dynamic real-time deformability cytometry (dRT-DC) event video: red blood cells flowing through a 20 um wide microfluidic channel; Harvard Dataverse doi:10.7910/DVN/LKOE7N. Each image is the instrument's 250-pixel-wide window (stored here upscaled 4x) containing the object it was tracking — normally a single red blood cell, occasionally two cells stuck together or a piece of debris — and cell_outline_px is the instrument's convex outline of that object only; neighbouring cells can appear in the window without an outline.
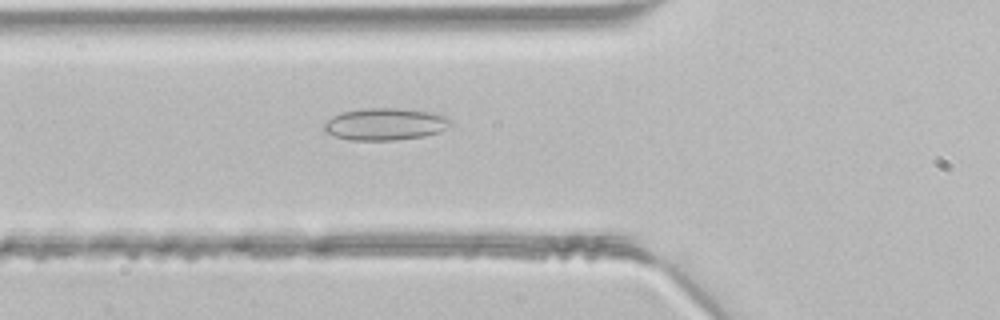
{"species": "common noctule bat (a hibernating species)", "species_latin": "Nyctalus noctula", "temperature_condition": "room temperature", "stored_images_in_passage": 36, "camera_frame_rate_fps": 3000, "um_per_image_px": 0.085, "animal": {"sex": "male", "body_mass_g": 21.5, "forearm_length_mm": 52.0}, "frame": {"image": 1, "passage_image": 7, "time_ms": 2.0, "image_size_px": [1000, 320], "cell_outline_px": [[452, 124], [440, 132], [424, 136], [396, 140], [348, 140], [324, 132], [324, 124], [332, 116], [340, 112], [364, 108], [396, 108], [436, 112], [448, 116], [452, 120]], "centroid_in_image_um": [32.78, 10.54], "position_along_channel_um": 93.0, "area_um2": 23.99}}
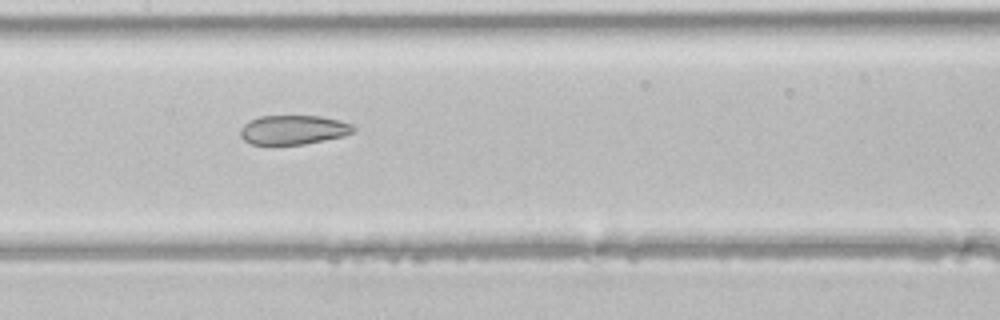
{"frame": {"image": 2, "passage_image": 13, "time_ms": 4.0, "image_size_px": [1000, 320], "cell_outline_px": [[356, 128], [352, 132], [344, 136], [304, 144], [252, 144], [244, 140], [240, 136], [240, 128], [248, 120], [260, 116], [320, 116], [340, 120], [352, 124]], "centroid_in_image_um": [24.92, 11.02], "position_along_channel_um": 182.5, "area_um2": 19.31}}
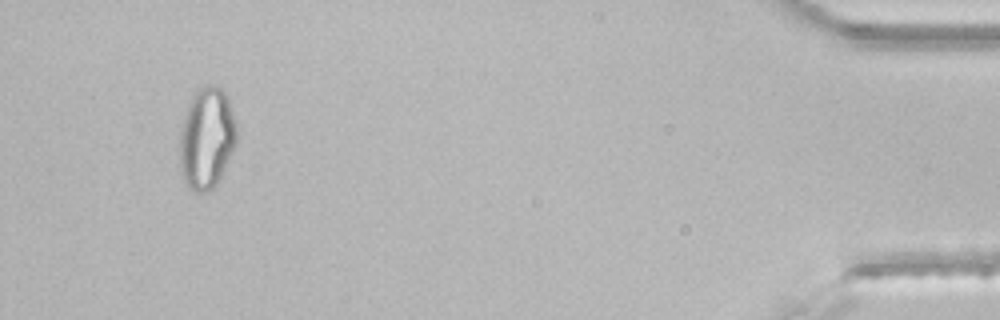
{"frame": {"image": 3, "passage_image": 34, "time_ms": 11.0, "image_size_px": [1000, 320], "cell_outline_px": [[236, 144], [216, 184], [208, 192], [196, 192], [188, 188], [184, 184], [180, 172], [180, 132], [184, 116], [188, 104], [196, 88], [204, 84], [212, 84], [220, 88], [228, 96], [236, 120]], "centroid_in_image_um": [17.55, 11.72], "position_along_channel_um": 417.6, "area_um2": 34.04}}